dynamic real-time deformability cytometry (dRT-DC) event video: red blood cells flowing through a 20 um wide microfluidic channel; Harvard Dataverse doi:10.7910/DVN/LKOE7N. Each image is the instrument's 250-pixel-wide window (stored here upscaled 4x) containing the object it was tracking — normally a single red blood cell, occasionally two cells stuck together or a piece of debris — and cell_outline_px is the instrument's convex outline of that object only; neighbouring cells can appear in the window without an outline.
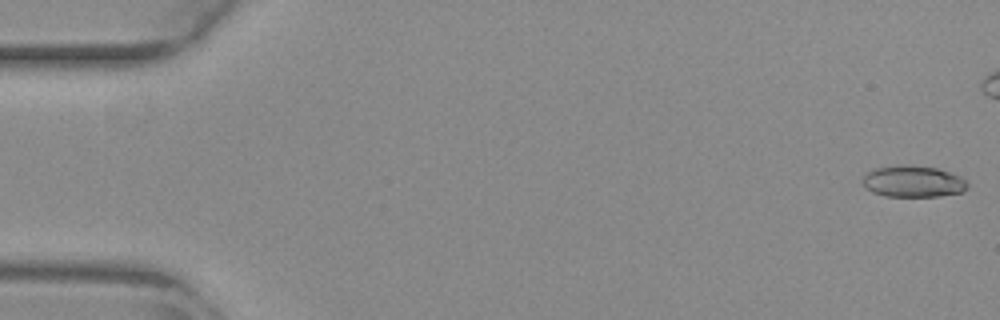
{"species": "common noctule bat (a hibernating species)", "species_latin": "Nyctalus noctula", "temperature_condition": "warm", "stored_images_in_passage": 47, "camera_frame_rate_fps": 3000, "um_per_image_px": 0.085, "animal": {"sex": "female", "body_mass_g": 29.2, "forearm_length_mm": 56.3}, "frame": {"image": 1, "passage_image": 1, "time_ms": 0.0, "image_size_px": [1000, 320], "cell_outline_px": [[968, 188], [960, 192], [940, 196], [884, 196], [872, 192], [864, 188], [864, 176], [868, 172], [876, 168], [904, 164], [908, 164], [936, 168], [960, 176], [968, 184]], "centroid_in_image_um": [77.6, 15.42], "position_along_channel_um": 7.4, "area_um2": 19.13}}
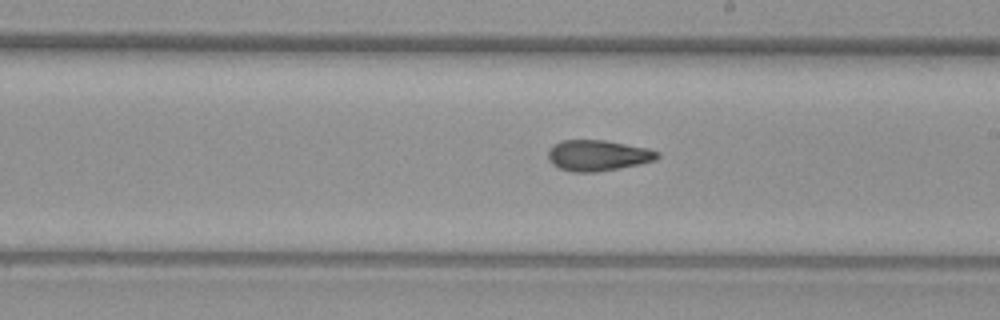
{"frame": {"image": 2, "passage_image": 31, "time_ms": 10.0, "image_size_px": [1000, 320], "cell_outline_px": [[660, 156], [656, 160], [640, 164], [620, 168], [596, 172], [572, 172], [560, 168], [552, 164], [548, 160], [548, 152], [552, 144], [560, 140], [604, 140], [648, 148], [660, 152]], "centroid_in_image_um": [50.81, 13.21], "position_along_channel_um": 238.2, "area_um2": 19.83}}
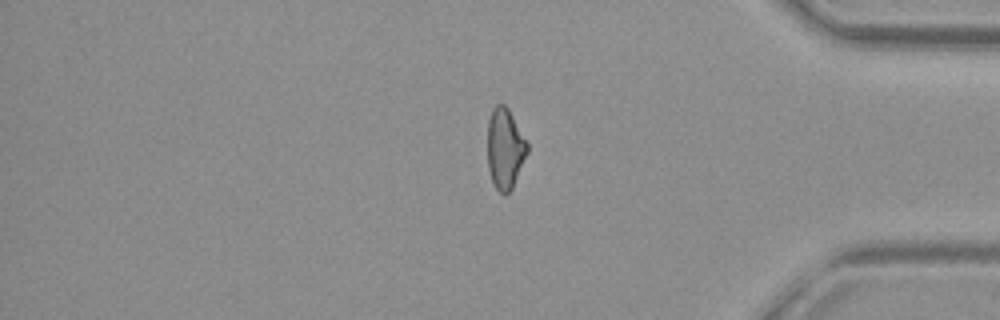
{"frame": {"image": 3, "passage_image": 45, "time_ms": 14.667, "image_size_px": [1000, 320], "cell_outline_px": [[528, 152], [512, 188], [508, 192], [500, 192], [496, 188], [492, 180], [488, 168], [488, 120], [492, 108], [496, 104], [504, 104], [508, 108], [528, 144]], "centroid_in_image_um": [42.92, 12.6], "position_along_channel_um": 392.3, "area_um2": 18.44}, "authors_computed_cell_mechanics": {"area_um2": 19.5942, "velocity_mm_per_s": 3.8574, "shape_relaxation_time_tau1_ms": null, "shape_relaxation_time_tau2_ms": 2.8395, "deformation_change_tau1": null, "deformation_change_tau2": 0.1005}}